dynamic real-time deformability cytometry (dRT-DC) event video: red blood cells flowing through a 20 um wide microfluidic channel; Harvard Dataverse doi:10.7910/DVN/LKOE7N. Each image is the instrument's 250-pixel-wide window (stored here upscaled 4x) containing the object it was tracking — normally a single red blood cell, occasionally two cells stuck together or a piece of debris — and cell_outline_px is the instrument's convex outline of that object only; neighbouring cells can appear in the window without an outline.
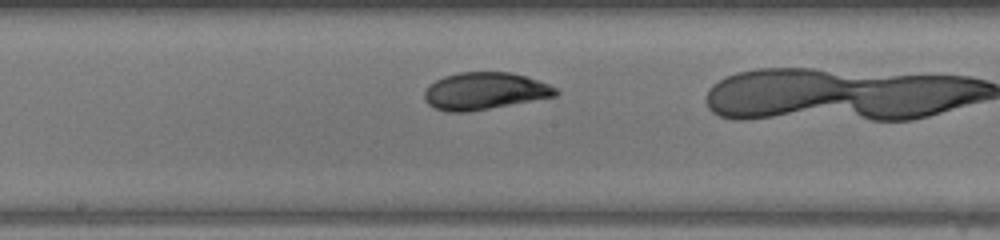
{"species": "human", "species_latin": "Homo sapiens", "temperature_condition": "warm", "stored_images_in_passage": 23, "camera_frame_rate_fps": 3000, "um_per_image_px": 0.085, "donor": {"sex": "male"}, "frame": {"image": 1, "passage_image": 14, "time_ms": 4.333, "image_size_px": [1000, 240], "cell_outline_px": [[560, 92], [556, 96], [468, 112], [448, 112], [436, 108], [428, 104], [424, 100], [424, 92], [428, 84], [444, 76], [460, 72], [512, 72], [548, 84], [556, 88]], "centroid_in_image_um": [41.16, 7.74], "position_along_channel_um": 207.0, "area_um2": 28.38}}
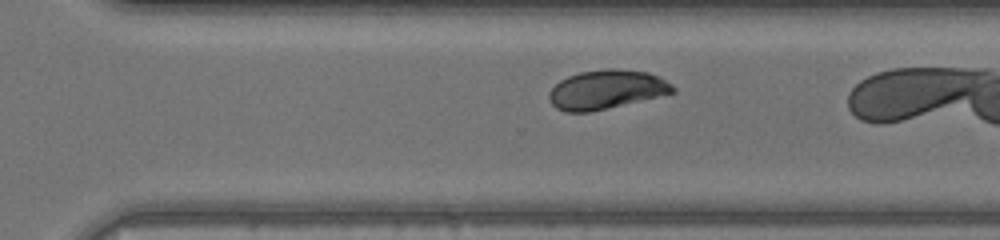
{"frame": {"image": 2, "passage_image": 22, "time_ms": 7.0, "image_size_px": [1000, 240], "cell_outline_px": [[676, 92], [608, 108], [588, 112], [564, 112], [556, 108], [548, 100], [548, 92], [560, 80], [568, 76], [580, 72], [608, 68], [616, 68], [648, 72], [660, 76], [672, 84], [676, 88]], "centroid_in_image_um": [51.54, 7.6], "position_along_channel_um": 319.1, "area_um2": 28.32}}